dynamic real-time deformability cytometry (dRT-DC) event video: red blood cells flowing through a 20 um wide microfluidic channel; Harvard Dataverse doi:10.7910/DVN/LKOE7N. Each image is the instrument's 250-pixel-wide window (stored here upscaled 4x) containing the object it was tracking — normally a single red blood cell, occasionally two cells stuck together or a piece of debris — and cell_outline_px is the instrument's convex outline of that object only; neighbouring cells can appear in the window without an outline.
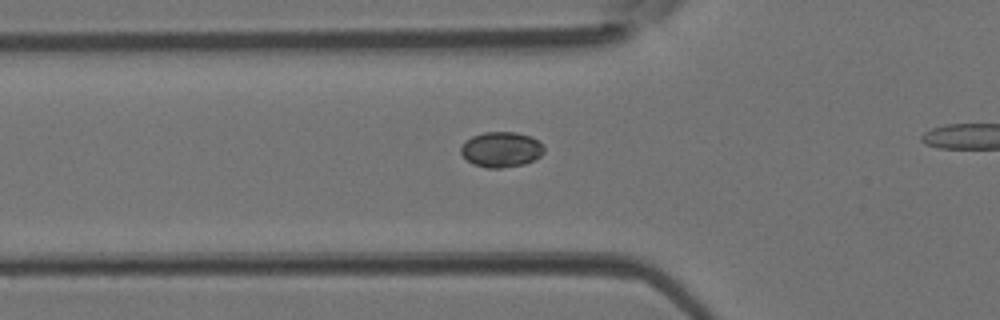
{"species": "Egyptian fruit bat (a non-hibernating species)", "species_latin": "Rousettus aegyptiacus", "temperature_condition": "room temperature", "stored_images_in_passage": 31, "camera_frame_rate_fps": 3000, "um_per_image_px": 0.085, "animal": {"sex": "female"}, "frame": {"image": 1, "passage_image": 10, "time_ms": 3.0, "image_size_px": [1000, 320], "cell_outline_px": [[544, 152], [540, 156], [524, 164], [500, 168], [488, 168], [472, 164], [460, 152], [460, 148], [464, 140], [472, 136], [484, 132], [516, 132], [532, 136], [544, 148]], "centroid_in_image_um": [42.57, 12.7], "position_along_channel_um": 83.2, "area_um2": 17.11}}
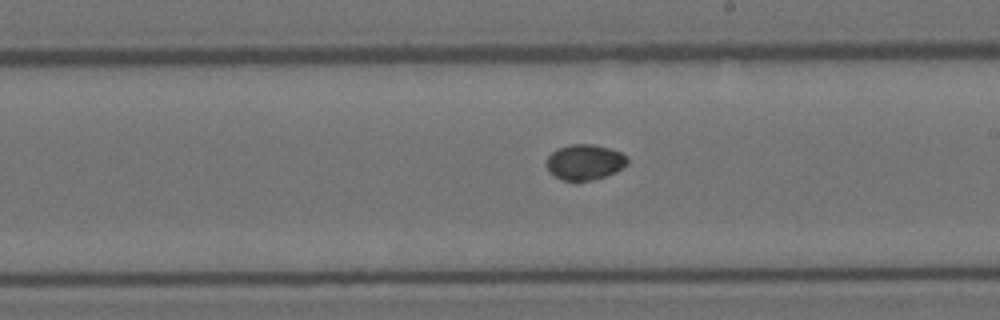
{"frame": {"image": 2, "passage_image": 20, "time_ms": 6.333, "image_size_px": [1000, 320], "cell_outline_px": [[628, 164], [616, 172], [592, 180], [564, 180], [548, 172], [548, 156], [556, 148], [572, 144], [592, 144], [608, 148], [620, 152], [628, 156]], "centroid_in_image_um": [49.73, 13.77], "position_along_channel_um": 239.3, "area_um2": 16.59}}
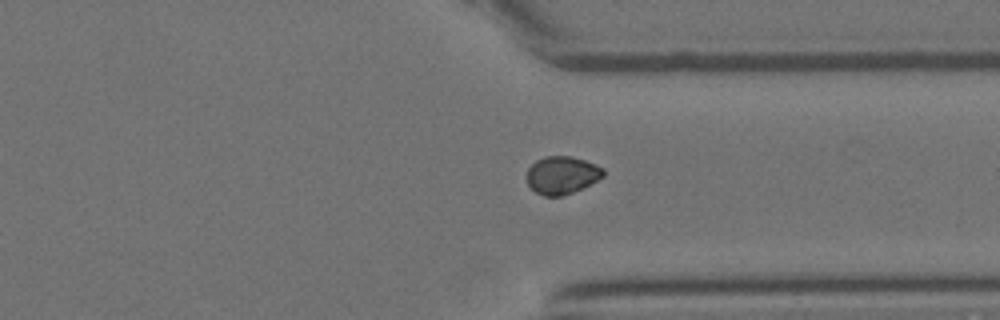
{"frame": {"image": 3, "passage_image": 28, "time_ms": 9.0, "image_size_px": [1000, 320], "cell_outline_px": [[604, 176], [572, 192], [560, 196], [544, 196], [536, 192], [528, 184], [528, 168], [536, 160], [544, 156], [572, 156], [596, 164], [604, 168]], "centroid_in_image_um": [47.76, 14.86], "position_along_channel_um": 363.6, "area_um2": 16.59}}